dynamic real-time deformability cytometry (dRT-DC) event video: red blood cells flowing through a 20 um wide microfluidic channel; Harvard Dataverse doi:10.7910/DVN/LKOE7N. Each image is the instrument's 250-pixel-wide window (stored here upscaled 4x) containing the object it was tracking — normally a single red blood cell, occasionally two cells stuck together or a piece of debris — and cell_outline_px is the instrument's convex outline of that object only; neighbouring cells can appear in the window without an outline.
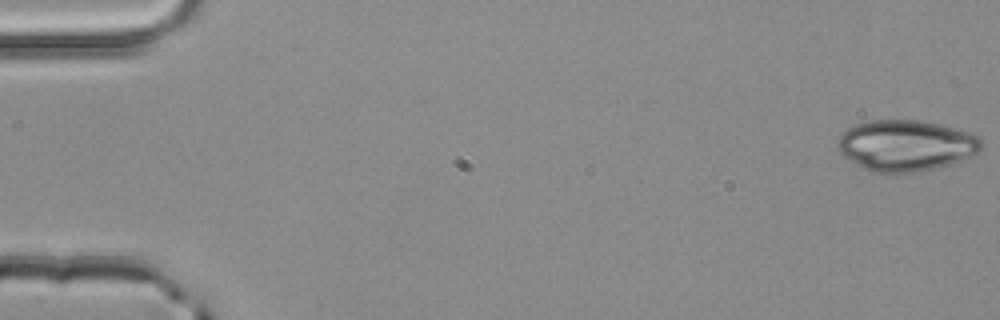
{"species": "common noctule bat (a hibernating species)", "species_latin": "Nyctalus noctula", "temperature_condition": "room temperature", "stored_images_in_passage": 14, "camera_frame_rate_fps": 3000, "um_per_image_px": 0.085, "animal": {"sex": "male", "body_mass_g": 20.4}, "frame": {"image": 1, "passage_image": 1, "time_ms": 0.0, "image_size_px": [1000, 320], "cell_outline_px": [[984, 148], [980, 152], [952, 164], [936, 168], [916, 172], [872, 172], [864, 168], [844, 156], [836, 148], [836, 140], [848, 128], [856, 124], [872, 120], [916, 120], [940, 124], [968, 132], [980, 136], [984, 140]], "centroid_in_image_um": [77.05, 12.36], "position_along_channel_um": 8.0, "area_um2": 42.95}}